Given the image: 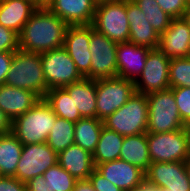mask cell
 Returning <instances> with one entry per match:
<instances>
[{"mask_svg": "<svg viewBox=\"0 0 190 191\" xmlns=\"http://www.w3.org/2000/svg\"><path fill=\"white\" fill-rule=\"evenodd\" d=\"M124 136L103 126L93 156L94 165L110 162L120 157Z\"/></svg>", "mask_w": 190, "mask_h": 191, "instance_id": "26", "label": "cell"}, {"mask_svg": "<svg viewBox=\"0 0 190 191\" xmlns=\"http://www.w3.org/2000/svg\"><path fill=\"white\" fill-rule=\"evenodd\" d=\"M169 66L170 58L165 57L158 49H151L142 74L134 82L135 91L147 95L169 89Z\"/></svg>", "mask_w": 190, "mask_h": 191, "instance_id": "12", "label": "cell"}, {"mask_svg": "<svg viewBox=\"0 0 190 191\" xmlns=\"http://www.w3.org/2000/svg\"><path fill=\"white\" fill-rule=\"evenodd\" d=\"M43 177L46 179L49 191H73L77 179L71 176L58 163L48 168Z\"/></svg>", "mask_w": 190, "mask_h": 191, "instance_id": "31", "label": "cell"}, {"mask_svg": "<svg viewBox=\"0 0 190 191\" xmlns=\"http://www.w3.org/2000/svg\"><path fill=\"white\" fill-rule=\"evenodd\" d=\"M19 49V34L0 25V52H15Z\"/></svg>", "mask_w": 190, "mask_h": 191, "instance_id": "34", "label": "cell"}, {"mask_svg": "<svg viewBox=\"0 0 190 191\" xmlns=\"http://www.w3.org/2000/svg\"><path fill=\"white\" fill-rule=\"evenodd\" d=\"M170 88L190 87V57L170 59Z\"/></svg>", "mask_w": 190, "mask_h": 191, "instance_id": "32", "label": "cell"}, {"mask_svg": "<svg viewBox=\"0 0 190 191\" xmlns=\"http://www.w3.org/2000/svg\"><path fill=\"white\" fill-rule=\"evenodd\" d=\"M14 52H0V85L5 84Z\"/></svg>", "mask_w": 190, "mask_h": 191, "instance_id": "38", "label": "cell"}, {"mask_svg": "<svg viewBox=\"0 0 190 191\" xmlns=\"http://www.w3.org/2000/svg\"><path fill=\"white\" fill-rule=\"evenodd\" d=\"M44 99L51 106L56 116L74 123L82 119L81 114L73 103V99L63 88L48 90Z\"/></svg>", "mask_w": 190, "mask_h": 191, "instance_id": "28", "label": "cell"}, {"mask_svg": "<svg viewBox=\"0 0 190 191\" xmlns=\"http://www.w3.org/2000/svg\"><path fill=\"white\" fill-rule=\"evenodd\" d=\"M49 1L50 0H36V5L38 7H45Z\"/></svg>", "mask_w": 190, "mask_h": 191, "instance_id": "45", "label": "cell"}, {"mask_svg": "<svg viewBox=\"0 0 190 191\" xmlns=\"http://www.w3.org/2000/svg\"><path fill=\"white\" fill-rule=\"evenodd\" d=\"M57 158L58 154L46 142L23 145L15 177L26 183L56 165Z\"/></svg>", "mask_w": 190, "mask_h": 191, "instance_id": "10", "label": "cell"}, {"mask_svg": "<svg viewBox=\"0 0 190 191\" xmlns=\"http://www.w3.org/2000/svg\"><path fill=\"white\" fill-rule=\"evenodd\" d=\"M103 128L98 118H82L75 123L74 144L93 154Z\"/></svg>", "mask_w": 190, "mask_h": 191, "instance_id": "27", "label": "cell"}, {"mask_svg": "<svg viewBox=\"0 0 190 191\" xmlns=\"http://www.w3.org/2000/svg\"><path fill=\"white\" fill-rule=\"evenodd\" d=\"M182 19L186 22V24L190 28V3L188 5L187 9L185 10V12L183 13Z\"/></svg>", "mask_w": 190, "mask_h": 191, "instance_id": "43", "label": "cell"}, {"mask_svg": "<svg viewBox=\"0 0 190 191\" xmlns=\"http://www.w3.org/2000/svg\"><path fill=\"white\" fill-rule=\"evenodd\" d=\"M90 25L68 26L64 48L84 78L91 79Z\"/></svg>", "mask_w": 190, "mask_h": 191, "instance_id": "14", "label": "cell"}, {"mask_svg": "<svg viewBox=\"0 0 190 191\" xmlns=\"http://www.w3.org/2000/svg\"><path fill=\"white\" fill-rule=\"evenodd\" d=\"M177 103L180 118L187 126L190 123V87L171 88Z\"/></svg>", "mask_w": 190, "mask_h": 191, "instance_id": "33", "label": "cell"}, {"mask_svg": "<svg viewBox=\"0 0 190 191\" xmlns=\"http://www.w3.org/2000/svg\"><path fill=\"white\" fill-rule=\"evenodd\" d=\"M88 179L96 191H122L96 170L90 174Z\"/></svg>", "mask_w": 190, "mask_h": 191, "instance_id": "36", "label": "cell"}, {"mask_svg": "<svg viewBox=\"0 0 190 191\" xmlns=\"http://www.w3.org/2000/svg\"><path fill=\"white\" fill-rule=\"evenodd\" d=\"M68 26L46 6L38 7L19 34L20 49L27 52L43 53L64 47Z\"/></svg>", "mask_w": 190, "mask_h": 191, "instance_id": "1", "label": "cell"}, {"mask_svg": "<svg viewBox=\"0 0 190 191\" xmlns=\"http://www.w3.org/2000/svg\"><path fill=\"white\" fill-rule=\"evenodd\" d=\"M75 123L58 117L46 143L58 154L74 144Z\"/></svg>", "mask_w": 190, "mask_h": 191, "instance_id": "29", "label": "cell"}, {"mask_svg": "<svg viewBox=\"0 0 190 191\" xmlns=\"http://www.w3.org/2000/svg\"><path fill=\"white\" fill-rule=\"evenodd\" d=\"M117 44L90 25L91 79L117 77Z\"/></svg>", "mask_w": 190, "mask_h": 191, "instance_id": "11", "label": "cell"}, {"mask_svg": "<svg viewBox=\"0 0 190 191\" xmlns=\"http://www.w3.org/2000/svg\"><path fill=\"white\" fill-rule=\"evenodd\" d=\"M127 17L130 29L128 42L150 49H158L160 34L153 29L133 0H127Z\"/></svg>", "mask_w": 190, "mask_h": 191, "instance_id": "19", "label": "cell"}, {"mask_svg": "<svg viewBox=\"0 0 190 191\" xmlns=\"http://www.w3.org/2000/svg\"><path fill=\"white\" fill-rule=\"evenodd\" d=\"M57 116L44 98L12 121V133L23 144L45 143Z\"/></svg>", "mask_w": 190, "mask_h": 191, "instance_id": "2", "label": "cell"}, {"mask_svg": "<svg viewBox=\"0 0 190 191\" xmlns=\"http://www.w3.org/2000/svg\"><path fill=\"white\" fill-rule=\"evenodd\" d=\"M29 1L33 2L34 4H36V0H29Z\"/></svg>", "mask_w": 190, "mask_h": 191, "instance_id": "49", "label": "cell"}, {"mask_svg": "<svg viewBox=\"0 0 190 191\" xmlns=\"http://www.w3.org/2000/svg\"><path fill=\"white\" fill-rule=\"evenodd\" d=\"M158 50L170 59L190 57V28L182 17L172 19L160 34Z\"/></svg>", "mask_w": 190, "mask_h": 191, "instance_id": "15", "label": "cell"}, {"mask_svg": "<svg viewBox=\"0 0 190 191\" xmlns=\"http://www.w3.org/2000/svg\"><path fill=\"white\" fill-rule=\"evenodd\" d=\"M5 84L35 92L44 98L48 89L42 68L40 53L14 52Z\"/></svg>", "mask_w": 190, "mask_h": 191, "instance_id": "3", "label": "cell"}, {"mask_svg": "<svg viewBox=\"0 0 190 191\" xmlns=\"http://www.w3.org/2000/svg\"><path fill=\"white\" fill-rule=\"evenodd\" d=\"M95 170L122 191H134L145 179L143 170L121 159L99 164Z\"/></svg>", "mask_w": 190, "mask_h": 191, "instance_id": "16", "label": "cell"}, {"mask_svg": "<svg viewBox=\"0 0 190 191\" xmlns=\"http://www.w3.org/2000/svg\"><path fill=\"white\" fill-rule=\"evenodd\" d=\"M119 159L137 166L146 172L151 164L149 156L147 133L125 136L120 150Z\"/></svg>", "mask_w": 190, "mask_h": 191, "instance_id": "24", "label": "cell"}, {"mask_svg": "<svg viewBox=\"0 0 190 191\" xmlns=\"http://www.w3.org/2000/svg\"><path fill=\"white\" fill-rule=\"evenodd\" d=\"M93 28L116 43L129 41L127 0L105 1L96 4Z\"/></svg>", "mask_w": 190, "mask_h": 191, "instance_id": "6", "label": "cell"}, {"mask_svg": "<svg viewBox=\"0 0 190 191\" xmlns=\"http://www.w3.org/2000/svg\"><path fill=\"white\" fill-rule=\"evenodd\" d=\"M148 113L147 95L135 92L123 106L102 120L103 126L124 137L147 133Z\"/></svg>", "mask_w": 190, "mask_h": 191, "instance_id": "4", "label": "cell"}, {"mask_svg": "<svg viewBox=\"0 0 190 191\" xmlns=\"http://www.w3.org/2000/svg\"><path fill=\"white\" fill-rule=\"evenodd\" d=\"M158 189V186L145 178L134 191H158Z\"/></svg>", "mask_w": 190, "mask_h": 191, "instance_id": "42", "label": "cell"}, {"mask_svg": "<svg viewBox=\"0 0 190 191\" xmlns=\"http://www.w3.org/2000/svg\"><path fill=\"white\" fill-rule=\"evenodd\" d=\"M38 6L29 0H0V25L20 34Z\"/></svg>", "mask_w": 190, "mask_h": 191, "instance_id": "22", "label": "cell"}, {"mask_svg": "<svg viewBox=\"0 0 190 191\" xmlns=\"http://www.w3.org/2000/svg\"><path fill=\"white\" fill-rule=\"evenodd\" d=\"M58 164L77 180L88 179L95 170L93 156L78 145H71L58 153Z\"/></svg>", "mask_w": 190, "mask_h": 191, "instance_id": "21", "label": "cell"}, {"mask_svg": "<svg viewBox=\"0 0 190 191\" xmlns=\"http://www.w3.org/2000/svg\"><path fill=\"white\" fill-rule=\"evenodd\" d=\"M145 178L159 188L190 191V179L184 162H151Z\"/></svg>", "mask_w": 190, "mask_h": 191, "instance_id": "13", "label": "cell"}, {"mask_svg": "<svg viewBox=\"0 0 190 191\" xmlns=\"http://www.w3.org/2000/svg\"><path fill=\"white\" fill-rule=\"evenodd\" d=\"M0 191H26V185L16 177L0 176Z\"/></svg>", "mask_w": 190, "mask_h": 191, "instance_id": "37", "label": "cell"}, {"mask_svg": "<svg viewBox=\"0 0 190 191\" xmlns=\"http://www.w3.org/2000/svg\"><path fill=\"white\" fill-rule=\"evenodd\" d=\"M63 89L73 99L82 118H96V80L83 78Z\"/></svg>", "mask_w": 190, "mask_h": 191, "instance_id": "23", "label": "cell"}, {"mask_svg": "<svg viewBox=\"0 0 190 191\" xmlns=\"http://www.w3.org/2000/svg\"><path fill=\"white\" fill-rule=\"evenodd\" d=\"M160 8L172 19L181 18L190 0H156Z\"/></svg>", "mask_w": 190, "mask_h": 191, "instance_id": "35", "label": "cell"}, {"mask_svg": "<svg viewBox=\"0 0 190 191\" xmlns=\"http://www.w3.org/2000/svg\"><path fill=\"white\" fill-rule=\"evenodd\" d=\"M147 133H165L186 127L182 122L171 88L147 94Z\"/></svg>", "mask_w": 190, "mask_h": 191, "instance_id": "5", "label": "cell"}, {"mask_svg": "<svg viewBox=\"0 0 190 191\" xmlns=\"http://www.w3.org/2000/svg\"><path fill=\"white\" fill-rule=\"evenodd\" d=\"M158 191H170V190L167 188H159Z\"/></svg>", "mask_w": 190, "mask_h": 191, "instance_id": "48", "label": "cell"}, {"mask_svg": "<svg viewBox=\"0 0 190 191\" xmlns=\"http://www.w3.org/2000/svg\"><path fill=\"white\" fill-rule=\"evenodd\" d=\"M151 162H185L190 155L187 128L165 133H147Z\"/></svg>", "mask_w": 190, "mask_h": 191, "instance_id": "7", "label": "cell"}, {"mask_svg": "<svg viewBox=\"0 0 190 191\" xmlns=\"http://www.w3.org/2000/svg\"><path fill=\"white\" fill-rule=\"evenodd\" d=\"M40 99L35 92L6 84L0 85V109L11 121L25 114Z\"/></svg>", "mask_w": 190, "mask_h": 191, "instance_id": "20", "label": "cell"}, {"mask_svg": "<svg viewBox=\"0 0 190 191\" xmlns=\"http://www.w3.org/2000/svg\"><path fill=\"white\" fill-rule=\"evenodd\" d=\"M23 144L12 133L0 134V175L15 177Z\"/></svg>", "mask_w": 190, "mask_h": 191, "instance_id": "25", "label": "cell"}, {"mask_svg": "<svg viewBox=\"0 0 190 191\" xmlns=\"http://www.w3.org/2000/svg\"><path fill=\"white\" fill-rule=\"evenodd\" d=\"M136 5L142 10L145 18L158 33H164L172 20L158 5L156 0H133Z\"/></svg>", "mask_w": 190, "mask_h": 191, "instance_id": "30", "label": "cell"}, {"mask_svg": "<svg viewBox=\"0 0 190 191\" xmlns=\"http://www.w3.org/2000/svg\"><path fill=\"white\" fill-rule=\"evenodd\" d=\"M73 191H96L89 179L77 180Z\"/></svg>", "mask_w": 190, "mask_h": 191, "instance_id": "41", "label": "cell"}, {"mask_svg": "<svg viewBox=\"0 0 190 191\" xmlns=\"http://www.w3.org/2000/svg\"><path fill=\"white\" fill-rule=\"evenodd\" d=\"M25 185L26 191H49L48 183L43 175L28 180Z\"/></svg>", "mask_w": 190, "mask_h": 191, "instance_id": "39", "label": "cell"}, {"mask_svg": "<svg viewBox=\"0 0 190 191\" xmlns=\"http://www.w3.org/2000/svg\"><path fill=\"white\" fill-rule=\"evenodd\" d=\"M188 133H189V139H190V123L186 126Z\"/></svg>", "mask_w": 190, "mask_h": 191, "instance_id": "47", "label": "cell"}, {"mask_svg": "<svg viewBox=\"0 0 190 191\" xmlns=\"http://www.w3.org/2000/svg\"><path fill=\"white\" fill-rule=\"evenodd\" d=\"M134 81L120 77L96 79V118L104 120L135 93Z\"/></svg>", "mask_w": 190, "mask_h": 191, "instance_id": "9", "label": "cell"}, {"mask_svg": "<svg viewBox=\"0 0 190 191\" xmlns=\"http://www.w3.org/2000/svg\"><path fill=\"white\" fill-rule=\"evenodd\" d=\"M185 167H186V171H187V174H188V177L190 179V155L189 157L185 160Z\"/></svg>", "mask_w": 190, "mask_h": 191, "instance_id": "44", "label": "cell"}, {"mask_svg": "<svg viewBox=\"0 0 190 191\" xmlns=\"http://www.w3.org/2000/svg\"><path fill=\"white\" fill-rule=\"evenodd\" d=\"M12 132V121L10 118L0 109V134Z\"/></svg>", "mask_w": 190, "mask_h": 191, "instance_id": "40", "label": "cell"}, {"mask_svg": "<svg viewBox=\"0 0 190 191\" xmlns=\"http://www.w3.org/2000/svg\"><path fill=\"white\" fill-rule=\"evenodd\" d=\"M105 1H118V0H95L96 3L105 2Z\"/></svg>", "mask_w": 190, "mask_h": 191, "instance_id": "46", "label": "cell"}, {"mask_svg": "<svg viewBox=\"0 0 190 191\" xmlns=\"http://www.w3.org/2000/svg\"><path fill=\"white\" fill-rule=\"evenodd\" d=\"M47 89L64 88L84 77L64 47L40 53Z\"/></svg>", "mask_w": 190, "mask_h": 191, "instance_id": "8", "label": "cell"}, {"mask_svg": "<svg viewBox=\"0 0 190 191\" xmlns=\"http://www.w3.org/2000/svg\"><path fill=\"white\" fill-rule=\"evenodd\" d=\"M151 49L131 42L117 44V77L136 81L145 67L147 55Z\"/></svg>", "mask_w": 190, "mask_h": 191, "instance_id": "18", "label": "cell"}, {"mask_svg": "<svg viewBox=\"0 0 190 191\" xmlns=\"http://www.w3.org/2000/svg\"><path fill=\"white\" fill-rule=\"evenodd\" d=\"M95 0H50L46 7L69 26L92 25Z\"/></svg>", "mask_w": 190, "mask_h": 191, "instance_id": "17", "label": "cell"}]
</instances>
